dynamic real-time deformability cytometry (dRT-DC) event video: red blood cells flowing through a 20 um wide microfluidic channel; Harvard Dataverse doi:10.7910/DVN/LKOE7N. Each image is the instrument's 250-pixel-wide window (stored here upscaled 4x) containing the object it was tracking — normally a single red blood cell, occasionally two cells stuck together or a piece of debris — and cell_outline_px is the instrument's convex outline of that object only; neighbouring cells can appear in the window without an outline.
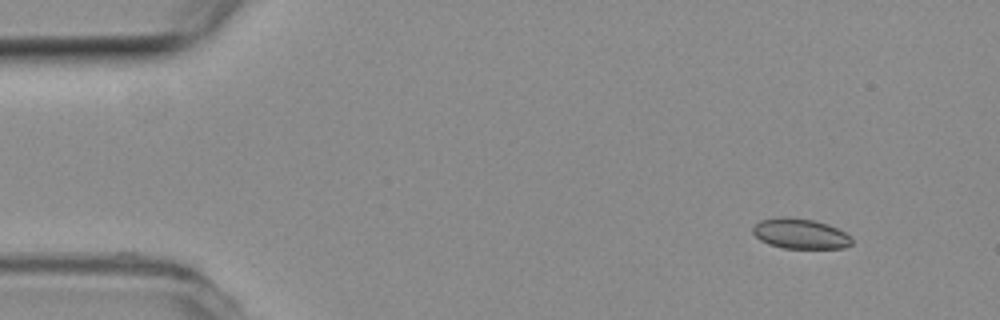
{"species": "common noctule bat (a hibernating species)", "species_latin": "Nyctalus noctula", "temperature_condition": "room temperature", "stored_images_in_passage": 50, "camera_frame_rate_fps": 3000, "um_per_image_px": 0.085, "animal": {"sex": "female", "body_mass_g": 19.3, "forearm_length_mm": 54.1}, "frame": {"image": 1, "passage_image": 1, "time_ms": 0.0, "image_size_px": [1000, 320], "cell_outline_px": [[852, 244], [844, 248], [784, 248], [768, 244], [760, 240], [752, 232], [752, 228], [760, 220], [812, 220], [828, 224], [844, 232], [852, 240]], "centroid_in_image_um": [68.05, 19.92], "position_along_channel_um": 16.9, "area_um2": 16.53}}
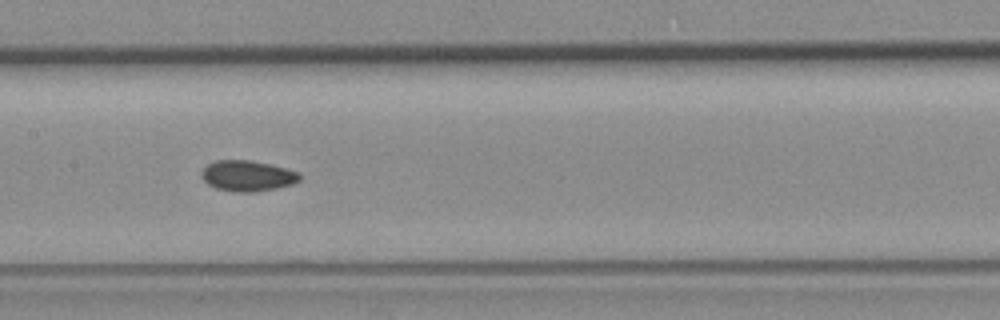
{"frame": {"image": 2, "passage_image": 22, "time_ms": 7.0, "image_size_px": [1000, 320], "cell_outline_px": [[300, 180], [292, 184], [276, 188], [252, 192], [232, 192], [216, 188], [208, 184], [200, 176], [200, 172], [208, 164], [216, 160], [252, 160], [288, 168], [300, 172]], "centroid_in_image_um": [21.04, 14.94], "position_along_channel_um": 186.4, "area_um2": 17.74}}
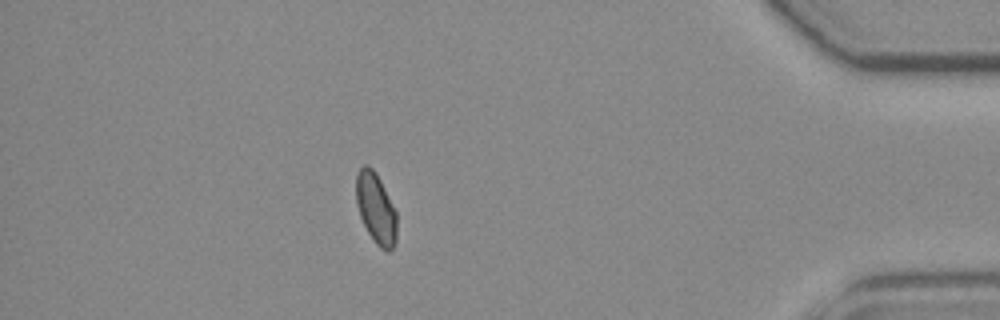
{"frame": {"image": 3, "passage_image": 43, "time_ms": 14.0, "image_size_px": [1000, 320], "cell_outline_px": [[396, 244], [388, 252], [380, 248], [376, 244], [368, 232], [360, 216], [356, 204], [356, 172], [364, 164], [368, 164], [376, 172], [396, 212]], "centroid_in_image_um": [31.94, 17.7], "position_along_channel_um": 403.3, "area_um2": 16.76}, "authors_computed_cell_mechanics": {"area_um2": 17.051, "velocity_mm_per_s": 3.809, "shape_relaxation_time_tau1_ms": null, "shape_relaxation_time_tau2_ms": 5.0858, "deformation_change_tau1": null, "deformation_change_tau2": 0.0592}}